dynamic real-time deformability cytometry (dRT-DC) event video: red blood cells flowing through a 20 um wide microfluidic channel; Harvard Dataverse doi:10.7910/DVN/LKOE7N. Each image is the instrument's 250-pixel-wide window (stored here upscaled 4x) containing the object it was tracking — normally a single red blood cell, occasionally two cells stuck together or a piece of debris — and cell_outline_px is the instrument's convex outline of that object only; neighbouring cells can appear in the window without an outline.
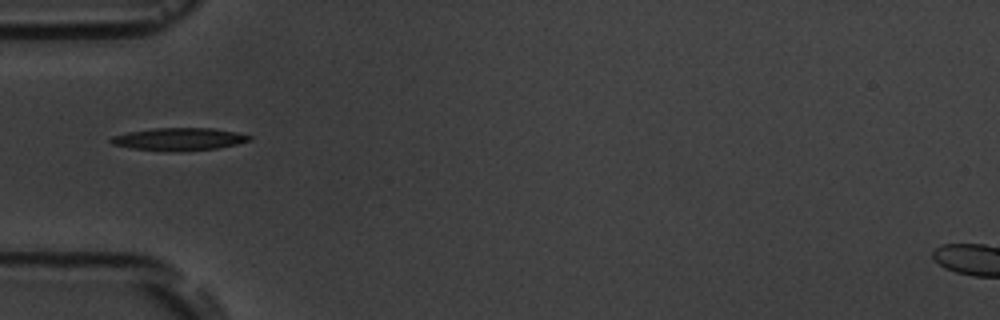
{"species": "common noctule bat (a hibernating species)", "species_latin": "Nyctalus noctula", "temperature_condition": "room temperature", "stored_images_in_passage": 15, "camera_frame_rate_fps": 3000, "um_per_image_px": 0.085, "animal": {"sex": "male", "body_mass_g": 19.5, "forearm_length_mm": 54.6}, "frame": {"image": 1, "passage_image": 5, "time_ms": 5.667, "image_size_px": [1000, 320], "cell_outline_px": [[252, 140], [236, 144], [216, 148], [132, 148], [112, 144], [108, 140], [112, 136], [128, 132], [152, 128], [212, 128], [236, 132], [252, 136]], "centroid_in_image_um": [15.23, 11.76], "position_along_channel_um": 69.8, "area_um2": 16.99}}
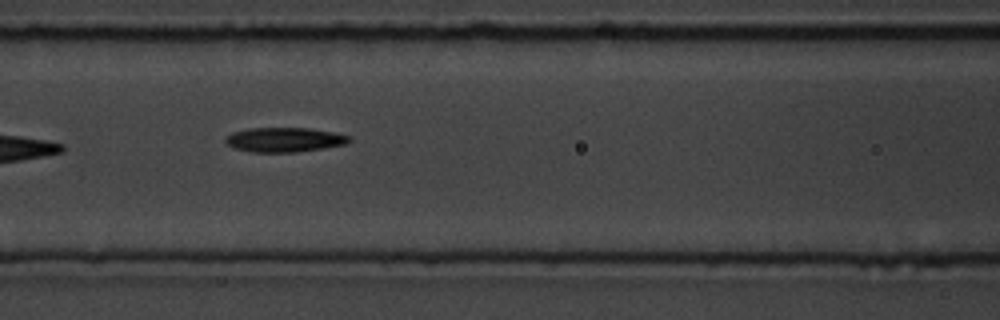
{"frame": {"image": 2, "passage_image": 7, "time_ms": 7.667, "image_size_px": [1000, 320], "cell_outline_px": [[352, 140], [348, 144], [324, 148], [296, 152], [252, 152], [236, 148], [228, 144], [224, 140], [224, 136], [232, 132], [248, 128], [308, 128], [332, 132], [348, 136]], "centroid_in_image_um": [24.16, 11.87], "position_along_channel_um": 142.4, "area_um2": 17.69}}
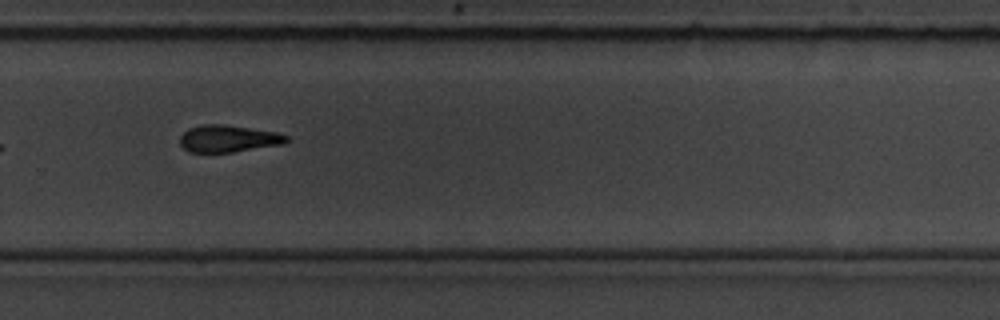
{"frame": {"image": 3, "passage_image": 11, "time_ms": 12.333, "image_size_px": [1000, 320], "cell_outline_px": [[288, 140], [280, 144], [232, 152], [188, 152], [180, 144], [180, 136], [188, 128], [200, 124], [224, 124], [276, 132], [288, 136]], "centroid_in_image_um": [19.34, 11.77], "position_along_channel_um": 310.5, "area_um2": 16.65}, "authors_computed_cell_mechanics": {"area_um2": 17.2244, "velocity_mm_per_s": 3.6142, "shape_relaxation_time_tau1_ms": 7.1408, "shape_relaxation_time_tau2_ms": null, "deformation_change_tau1": 0.1593, "deformation_change_tau2": null}}